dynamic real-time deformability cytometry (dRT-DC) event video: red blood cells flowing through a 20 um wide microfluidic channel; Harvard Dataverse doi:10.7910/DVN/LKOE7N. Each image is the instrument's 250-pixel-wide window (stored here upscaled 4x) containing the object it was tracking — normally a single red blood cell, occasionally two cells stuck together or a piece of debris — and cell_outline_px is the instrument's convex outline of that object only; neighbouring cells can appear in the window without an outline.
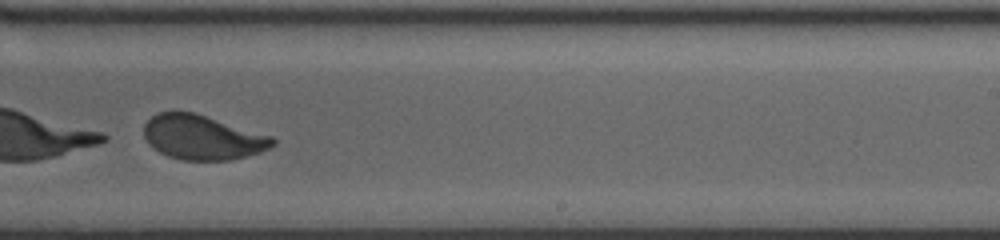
{"species": "human", "species_latin": "Homo sapiens", "temperature_condition": "warm", "stored_images_in_passage": 45, "segment_of_instrument_passage": [2, 2], "camera_frame_rate_fps": 3000, "um_per_image_px": 0.085, "donor": {"sex": "female"}, "frame": {"image": 1, "passage_image": 30, "time_ms": 9.667, "image_size_px": [1000, 240], "cell_outline_px": [[276, 144], [260, 152], [232, 160], [180, 160], [168, 156], [160, 152], [148, 144], [144, 136], [144, 124], [156, 112], [196, 112], [272, 136], [276, 140]], "centroid_in_image_um": [17.21, 11.67], "position_along_channel_um": 271.8, "area_um2": 33.58}}